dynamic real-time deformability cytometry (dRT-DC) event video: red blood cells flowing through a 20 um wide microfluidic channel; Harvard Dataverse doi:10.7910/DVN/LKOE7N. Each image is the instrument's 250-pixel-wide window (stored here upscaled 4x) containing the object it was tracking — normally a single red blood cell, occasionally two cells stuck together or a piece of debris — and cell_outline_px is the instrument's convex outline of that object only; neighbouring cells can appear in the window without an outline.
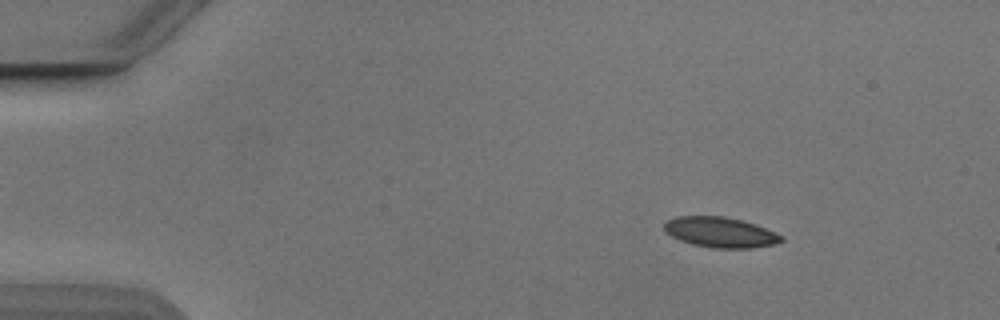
{"species": "Egyptian fruit bat (a non-hibernating species)", "species_latin": "Rousettus aegyptiacus", "temperature_condition": "cold", "stored_images_in_passage": 50, "camera_frame_rate_fps": 3000, "um_per_image_px": 0.085, "animal": {"sex": "male"}, "frame": {"image": 1, "passage_image": 5, "time_ms": 1.333, "image_size_px": [1000, 320], "cell_outline_px": [[784, 240], [772, 244], [752, 248], [712, 248], [692, 244], [680, 240], [672, 236], [664, 228], [664, 224], [668, 220], [676, 216], [724, 216], [756, 224], [784, 236]], "centroid_in_image_um": [61.24, 19.74], "position_along_channel_um": 23.8, "area_um2": 20.58}}
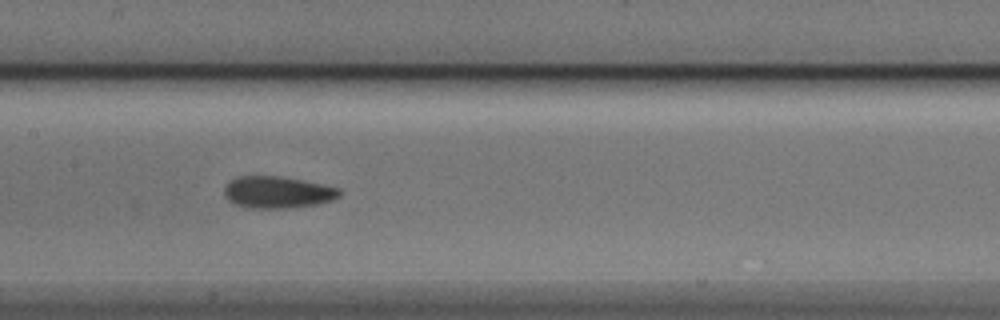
{"frame": {"image": 2, "passage_image": 24, "time_ms": 7.667, "image_size_px": [1000, 320], "cell_outline_px": [[340, 196], [332, 200], [316, 204], [288, 208], [252, 208], [232, 204], [224, 196], [224, 188], [228, 180], [240, 176], [280, 176], [340, 188]], "centroid_in_image_um": [23.53, 16.34], "position_along_channel_um": 183.9, "area_um2": 21.39}}
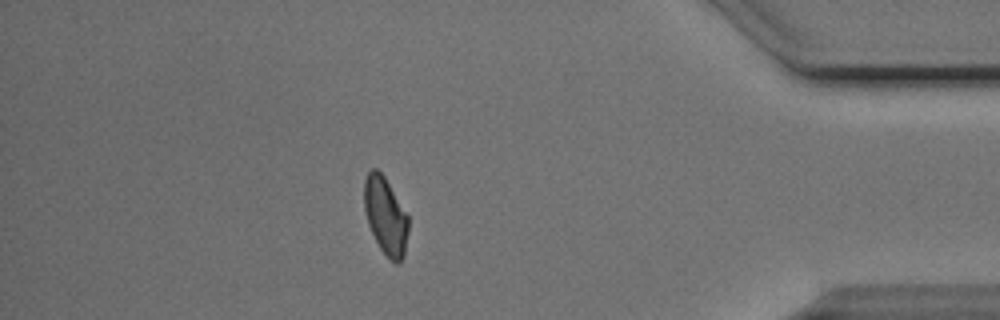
{"frame": {"image": 3, "passage_image": 44, "time_ms": 14.333, "image_size_px": [1000, 320], "cell_outline_px": [[408, 232], [404, 256], [396, 264], [388, 260], [380, 248], [368, 224], [364, 208], [364, 180], [368, 172], [372, 168], [376, 168], [384, 176], [408, 216]], "centroid_in_image_um": [32.76, 18.37], "position_along_channel_um": 402.4, "area_um2": 19.83}, "authors_computed_cell_mechanics": {"area_um2": 20.8369, "velocity_mm_per_s": 3.8618, "shape_relaxation_time_tau1_ms": 4.8486, "shape_relaxation_time_tau2_ms": 2.1342, "deformation_change_tau1": 0.1218, "deformation_change_tau2": 0.0794}}